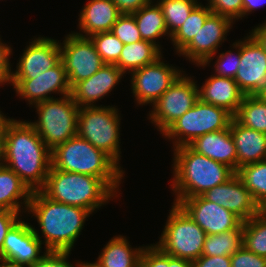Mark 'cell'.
Masks as SVG:
<instances>
[{
	"instance_id": "cell-1",
	"label": "cell",
	"mask_w": 266,
	"mask_h": 267,
	"mask_svg": "<svg viewBox=\"0 0 266 267\" xmlns=\"http://www.w3.org/2000/svg\"><path fill=\"white\" fill-rule=\"evenodd\" d=\"M51 150L29 121L8 117L3 133V162L31 191L41 190L52 165Z\"/></svg>"
},
{
	"instance_id": "cell-2",
	"label": "cell",
	"mask_w": 266,
	"mask_h": 267,
	"mask_svg": "<svg viewBox=\"0 0 266 267\" xmlns=\"http://www.w3.org/2000/svg\"><path fill=\"white\" fill-rule=\"evenodd\" d=\"M26 212L37 219L45 250L65 252L72 251L85 221L92 214L82 207L54 201L41 190L32 191Z\"/></svg>"
},
{
	"instance_id": "cell-3",
	"label": "cell",
	"mask_w": 266,
	"mask_h": 267,
	"mask_svg": "<svg viewBox=\"0 0 266 267\" xmlns=\"http://www.w3.org/2000/svg\"><path fill=\"white\" fill-rule=\"evenodd\" d=\"M173 204L184 198L203 195L214 186L227 182L236 172L227 165L193 151L188 145L173 148Z\"/></svg>"
},
{
	"instance_id": "cell-4",
	"label": "cell",
	"mask_w": 266,
	"mask_h": 267,
	"mask_svg": "<svg viewBox=\"0 0 266 267\" xmlns=\"http://www.w3.org/2000/svg\"><path fill=\"white\" fill-rule=\"evenodd\" d=\"M51 154L55 169L101 178L116 193L119 192L125 170L89 141L76 135L57 145Z\"/></svg>"
},
{
	"instance_id": "cell-5",
	"label": "cell",
	"mask_w": 266,
	"mask_h": 267,
	"mask_svg": "<svg viewBox=\"0 0 266 267\" xmlns=\"http://www.w3.org/2000/svg\"><path fill=\"white\" fill-rule=\"evenodd\" d=\"M41 191L54 201L82 207L91 213L119 196L101 178L58 170L52 165Z\"/></svg>"
},
{
	"instance_id": "cell-6",
	"label": "cell",
	"mask_w": 266,
	"mask_h": 267,
	"mask_svg": "<svg viewBox=\"0 0 266 267\" xmlns=\"http://www.w3.org/2000/svg\"><path fill=\"white\" fill-rule=\"evenodd\" d=\"M116 106L79 107L77 135L104 151L119 166L120 157V112Z\"/></svg>"
},
{
	"instance_id": "cell-7",
	"label": "cell",
	"mask_w": 266,
	"mask_h": 267,
	"mask_svg": "<svg viewBox=\"0 0 266 267\" xmlns=\"http://www.w3.org/2000/svg\"><path fill=\"white\" fill-rule=\"evenodd\" d=\"M34 108L38 120L29 123L50 150L77 135L79 106L71 95L36 103Z\"/></svg>"
},
{
	"instance_id": "cell-8",
	"label": "cell",
	"mask_w": 266,
	"mask_h": 267,
	"mask_svg": "<svg viewBox=\"0 0 266 267\" xmlns=\"http://www.w3.org/2000/svg\"><path fill=\"white\" fill-rule=\"evenodd\" d=\"M165 227L154 244L163 253L194 261L202 255L206 232L177 204H173Z\"/></svg>"
},
{
	"instance_id": "cell-9",
	"label": "cell",
	"mask_w": 266,
	"mask_h": 267,
	"mask_svg": "<svg viewBox=\"0 0 266 267\" xmlns=\"http://www.w3.org/2000/svg\"><path fill=\"white\" fill-rule=\"evenodd\" d=\"M234 116L226 109L205 103L200 99L163 133L177 148L190 144L204 134L227 129Z\"/></svg>"
},
{
	"instance_id": "cell-10",
	"label": "cell",
	"mask_w": 266,
	"mask_h": 267,
	"mask_svg": "<svg viewBox=\"0 0 266 267\" xmlns=\"http://www.w3.org/2000/svg\"><path fill=\"white\" fill-rule=\"evenodd\" d=\"M182 73L152 105L148 119L162 134L199 100V86L194 76ZM193 77V78H192Z\"/></svg>"
},
{
	"instance_id": "cell-11",
	"label": "cell",
	"mask_w": 266,
	"mask_h": 267,
	"mask_svg": "<svg viewBox=\"0 0 266 267\" xmlns=\"http://www.w3.org/2000/svg\"><path fill=\"white\" fill-rule=\"evenodd\" d=\"M59 45L71 88L91 77L105 64L90 37L79 36L73 31Z\"/></svg>"
},
{
	"instance_id": "cell-12",
	"label": "cell",
	"mask_w": 266,
	"mask_h": 267,
	"mask_svg": "<svg viewBox=\"0 0 266 267\" xmlns=\"http://www.w3.org/2000/svg\"><path fill=\"white\" fill-rule=\"evenodd\" d=\"M162 58L129 73L132 77L130 87L137 106H152L184 72L179 67L165 63Z\"/></svg>"
},
{
	"instance_id": "cell-13",
	"label": "cell",
	"mask_w": 266,
	"mask_h": 267,
	"mask_svg": "<svg viewBox=\"0 0 266 267\" xmlns=\"http://www.w3.org/2000/svg\"><path fill=\"white\" fill-rule=\"evenodd\" d=\"M235 24L226 16L211 13L192 41L177 55L183 56L198 67L209 66L218 47L227 40V33Z\"/></svg>"
},
{
	"instance_id": "cell-14",
	"label": "cell",
	"mask_w": 266,
	"mask_h": 267,
	"mask_svg": "<svg viewBox=\"0 0 266 267\" xmlns=\"http://www.w3.org/2000/svg\"><path fill=\"white\" fill-rule=\"evenodd\" d=\"M13 86L16 96L25 99L29 105L54 99L53 93L71 95V87L62 61L53 68L33 76V79H11L9 85Z\"/></svg>"
},
{
	"instance_id": "cell-15",
	"label": "cell",
	"mask_w": 266,
	"mask_h": 267,
	"mask_svg": "<svg viewBox=\"0 0 266 267\" xmlns=\"http://www.w3.org/2000/svg\"><path fill=\"white\" fill-rule=\"evenodd\" d=\"M42 244L39 230L20 218L4 239L2 261L30 267L47 252V250L42 252Z\"/></svg>"
},
{
	"instance_id": "cell-16",
	"label": "cell",
	"mask_w": 266,
	"mask_h": 267,
	"mask_svg": "<svg viewBox=\"0 0 266 267\" xmlns=\"http://www.w3.org/2000/svg\"><path fill=\"white\" fill-rule=\"evenodd\" d=\"M177 205L205 232L214 235L239 228L243 221L216 203L210 202L202 195L184 198Z\"/></svg>"
},
{
	"instance_id": "cell-17",
	"label": "cell",
	"mask_w": 266,
	"mask_h": 267,
	"mask_svg": "<svg viewBox=\"0 0 266 267\" xmlns=\"http://www.w3.org/2000/svg\"><path fill=\"white\" fill-rule=\"evenodd\" d=\"M234 80L245 95H259L266 88V52L250 34L240 40V64Z\"/></svg>"
},
{
	"instance_id": "cell-18",
	"label": "cell",
	"mask_w": 266,
	"mask_h": 267,
	"mask_svg": "<svg viewBox=\"0 0 266 267\" xmlns=\"http://www.w3.org/2000/svg\"><path fill=\"white\" fill-rule=\"evenodd\" d=\"M60 61L59 40L43 36L32 38L20 55L16 70L12 71L11 79H33V76L53 68Z\"/></svg>"
},
{
	"instance_id": "cell-19",
	"label": "cell",
	"mask_w": 266,
	"mask_h": 267,
	"mask_svg": "<svg viewBox=\"0 0 266 267\" xmlns=\"http://www.w3.org/2000/svg\"><path fill=\"white\" fill-rule=\"evenodd\" d=\"M202 196L223 206L243 222L260 213V207L237 174L227 182L209 189Z\"/></svg>"
},
{
	"instance_id": "cell-20",
	"label": "cell",
	"mask_w": 266,
	"mask_h": 267,
	"mask_svg": "<svg viewBox=\"0 0 266 267\" xmlns=\"http://www.w3.org/2000/svg\"><path fill=\"white\" fill-rule=\"evenodd\" d=\"M124 76L116 65L104 64L91 77L76 83L71 88V96L79 107L97 106L96 101L113 91Z\"/></svg>"
},
{
	"instance_id": "cell-21",
	"label": "cell",
	"mask_w": 266,
	"mask_h": 267,
	"mask_svg": "<svg viewBox=\"0 0 266 267\" xmlns=\"http://www.w3.org/2000/svg\"><path fill=\"white\" fill-rule=\"evenodd\" d=\"M122 13L112 0H89L79 14V32L75 34L91 37L94 34L109 32Z\"/></svg>"
},
{
	"instance_id": "cell-22",
	"label": "cell",
	"mask_w": 266,
	"mask_h": 267,
	"mask_svg": "<svg viewBox=\"0 0 266 267\" xmlns=\"http://www.w3.org/2000/svg\"><path fill=\"white\" fill-rule=\"evenodd\" d=\"M200 87L198 90L201 101L222 107L233 116L237 113L245 96L233 78L214 74L205 79V83H202Z\"/></svg>"
},
{
	"instance_id": "cell-23",
	"label": "cell",
	"mask_w": 266,
	"mask_h": 267,
	"mask_svg": "<svg viewBox=\"0 0 266 267\" xmlns=\"http://www.w3.org/2000/svg\"><path fill=\"white\" fill-rule=\"evenodd\" d=\"M188 146L193 151L223 163L237 172V153L229 127L197 137Z\"/></svg>"
},
{
	"instance_id": "cell-24",
	"label": "cell",
	"mask_w": 266,
	"mask_h": 267,
	"mask_svg": "<svg viewBox=\"0 0 266 267\" xmlns=\"http://www.w3.org/2000/svg\"><path fill=\"white\" fill-rule=\"evenodd\" d=\"M229 128L237 153V171L243 165L266 160V133L245 127L234 117Z\"/></svg>"
},
{
	"instance_id": "cell-25",
	"label": "cell",
	"mask_w": 266,
	"mask_h": 267,
	"mask_svg": "<svg viewBox=\"0 0 266 267\" xmlns=\"http://www.w3.org/2000/svg\"><path fill=\"white\" fill-rule=\"evenodd\" d=\"M31 194L32 191L11 169L0 165V210H11L22 215L27 210Z\"/></svg>"
},
{
	"instance_id": "cell-26",
	"label": "cell",
	"mask_w": 266,
	"mask_h": 267,
	"mask_svg": "<svg viewBox=\"0 0 266 267\" xmlns=\"http://www.w3.org/2000/svg\"><path fill=\"white\" fill-rule=\"evenodd\" d=\"M126 236H114L102 249L96 263L99 267H139L144 246L132 248Z\"/></svg>"
},
{
	"instance_id": "cell-27",
	"label": "cell",
	"mask_w": 266,
	"mask_h": 267,
	"mask_svg": "<svg viewBox=\"0 0 266 267\" xmlns=\"http://www.w3.org/2000/svg\"><path fill=\"white\" fill-rule=\"evenodd\" d=\"M132 14L143 40L150 41L161 49L160 42L157 40L163 36L171 38L165 24L164 15L158 3L150 1Z\"/></svg>"
},
{
	"instance_id": "cell-28",
	"label": "cell",
	"mask_w": 266,
	"mask_h": 267,
	"mask_svg": "<svg viewBox=\"0 0 266 267\" xmlns=\"http://www.w3.org/2000/svg\"><path fill=\"white\" fill-rule=\"evenodd\" d=\"M162 55V49L157 45L147 40H141L125 44L115 65L127 74L155 62Z\"/></svg>"
},
{
	"instance_id": "cell-29",
	"label": "cell",
	"mask_w": 266,
	"mask_h": 267,
	"mask_svg": "<svg viewBox=\"0 0 266 267\" xmlns=\"http://www.w3.org/2000/svg\"><path fill=\"white\" fill-rule=\"evenodd\" d=\"M211 13L209 7L203 6L200 2L194 7L185 22L171 35L170 40L176 54H179L192 41Z\"/></svg>"
},
{
	"instance_id": "cell-30",
	"label": "cell",
	"mask_w": 266,
	"mask_h": 267,
	"mask_svg": "<svg viewBox=\"0 0 266 267\" xmlns=\"http://www.w3.org/2000/svg\"><path fill=\"white\" fill-rule=\"evenodd\" d=\"M243 247V224L234 230L206 235L202 255L232 256Z\"/></svg>"
},
{
	"instance_id": "cell-31",
	"label": "cell",
	"mask_w": 266,
	"mask_h": 267,
	"mask_svg": "<svg viewBox=\"0 0 266 267\" xmlns=\"http://www.w3.org/2000/svg\"><path fill=\"white\" fill-rule=\"evenodd\" d=\"M234 118L245 127L266 133V101L259 95H245Z\"/></svg>"
},
{
	"instance_id": "cell-32",
	"label": "cell",
	"mask_w": 266,
	"mask_h": 267,
	"mask_svg": "<svg viewBox=\"0 0 266 267\" xmlns=\"http://www.w3.org/2000/svg\"><path fill=\"white\" fill-rule=\"evenodd\" d=\"M236 174L259 207L266 203V160L241 166Z\"/></svg>"
},
{
	"instance_id": "cell-33",
	"label": "cell",
	"mask_w": 266,
	"mask_h": 267,
	"mask_svg": "<svg viewBox=\"0 0 266 267\" xmlns=\"http://www.w3.org/2000/svg\"><path fill=\"white\" fill-rule=\"evenodd\" d=\"M243 246L266 258V218L260 213L243 222Z\"/></svg>"
},
{
	"instance_id": "cell-34",
	"label": "cell",
	"mask_w": 266,
	"mask_h": 267,
	"mask_svg": "<svg viewBox=\"0 0 266 267\" xmlns=\"http://www.w3.org/2000/svg\"><path fill=\"white\" fill-rule=\"evenodd\" d=\"M164 15L165 24L171 36L187 19L199 3L198 0H157Z\"/></svg>"
},
{
	"instance_id": "cell-35",
	"label": "cell",
	"mask_w": 266,
	"mask_h": 267,
	"mask_svg": "<svg viewBox=\"0 0 266 267\" xmlns=\"http://www.w3.org/2000/svg\"><path fill=\"white\" fill-rule=\"evenodd\" d=\"M90 38L105 64L115 65L118 62L124 43H122L111 31L97 33Z\"/></svg>"
},
{
	"instance_id": "cell-36",
	"label": "cell",
	"mask_w": 266,
	"mask_h": 267,
	"mask_svg": "<svg viewBox=\"0 0 266 267\" xmlns=\"http://www.w3.org/2000/svg\"><path fill=\"white\" fill-rule=\"evenodd\" d=\"M142 267H192V261L169 256L156 245L145 246L141 254Z\"/></svg>"
},
{
	"instance_id": "cell-37",
	"label": "cell",
	"mask_w": 266,
	"mask_h": 267,
	"mask_svg": "<svg viewBox=\"0 0 266 267\" xmlns=\"http://www.w3.org/2000/svg\"><path fill=\"white\" fill-rule=\"evenodd\" d=\"M231 46L234 50H227L225 53H218L214 62V75L220 77L235 78L240 64V40L235 41Z\"/></svg>"
},
{
	"instance_id": "cell-38",
	"label": "cell",
	"mask_w": 266,
	"mask_h": 267,
	"mask_svg": "<svg viewBox=\"0 0 266 267\" xmlns=\"http://www.w3.org/2000/svg\"><path fill=\"white\" fill-rule=\"evenodd\" d=\"M111 32L125 44L143 40L133 14L122 13L112 26Z\"/></svg>"
},
{
	"instance_id": "cell-39",
	"label": "cell",
	"mask_w": 266,
	"mask_h": 267,
	"mask_svg": "<svg viewBox=\"0 0 266 267\" xmlns=\"http://www.w3.org/2000/svg\"><path fill=\"white\" fill-rule=\"evenodd\" d=\"M206 4L212 13L226 16L234 23L240 18L243 19L242 0H207Z\"/></svg>"
},
{
	"instance_id": "cell-40",
	"label": "cell",
	"mask_w": 266,
	"mask_h": 267,
	"mask_svg": "<svg viewBox=\"0 0 266 267\" xmlns=\"http://www.w3.org/2000/svg\"><path fill=\"white\" fill-rule=\"evenodd\" d=\"M71 252L47 251L39 260L30 267H80L81 261L73 264L68 262Z\"/></svg>"
},
{
	"instance_id": "cell-41",
	"label": "cell",
	"mask_w": 266,
	"mask_h": 267,
	"mask_svg": "<svg viewBox=\"0 0 266 267\" xmlns=\"http://www.w3.org/2000/svg\"><path fill=\"white\" fill-rule=\"evenodd\" d=\"M231 259V267H266V258L248 251L244 246Z\"/></svg>"
},
{
	"instance_id": "cell-42",
	"label": "cell",
	"mask_w": 266,
	"mask_h": 267,
	"mask_svg": "<svg viewBox=\"0 0 266 267\" xmlns=\"http://www.w3.org/2000/svg\"><path fill=\"white\" fill-rule=\"evenodd\" d=\"M12 47L2 42L0 37V85L9 84L12 76V65L10 55H12Z\"/></svg>"
},
{
	"instance_id": "cell-43",
	"label": "cell",
	"mask_w": 266,
	"mask_h": 267,
	"mask_svg": "<svg viewBox=\"0 0 266 267\" xmlns=\"http://www.w3.org/2000/svg\"><path fill=\"white\" fill-rule=\"evenodd\" d=\"M20 213L11 210H0V261H2V247L10 228L22 217Z\"/></svg>"
},
{
	"instance_id": "cell-44",
	"label": "cell",
	"mask_w": 266,
	"mask_h": 267,
	"mask_svg": "<svg viewBox=\"0 0 266 267\" xmlns=\"http://www.w3.org/2000/svg\"><path fill=\"white\" fill-rule=\"evenodd\" d=\"M192 267H231V259L230 256L201 255L192 261Z\"/></svg>"
},
{
	"instance_id": "cell-45",
	"label": "cell",
	"mask_w": 266,
	"mask_h": 267,
	"mask_svg": "<svg viewBox=\"0 0 266 267\" xmlns=\"http://www.w3.org/2000/svg\"><path fill=\"white\" fill-rule=\"evenodd\" d=\"M121 13L132 14L148 4L151 0H112Z\"/></svg>"
},
{
	"instance_id": "cell-46",
	"label": "cell",
	"mask_w": 266,
	"mask_h": 267,
	"mask_svg": "<svg viewBox=\"0 0 266 267\" xmlns=\"http://www.w3.org/2000/svg\"><path fill=\"white\" fill-rule=\"evenodd\" d=\"M249 34L263 47L266 52V21L258 24Z\"/></svg>"
},
{
	"instance_id": "cell-47",
	"label": "cell",
	"mask_w": 266,
	"mask_h": 267,
	"mask_svg": "<svg viewBox=\"0 0 266 267\" xmlns=\"http://www.w3.org/2000/svg\"><path fill=\"white\" fill-rule=\"evenodd\" d=\"M243 2V17L250 15L251 12L263 7L266 0H242Z\"/></svg>"
},
{
	"instance_id": "cell-48",
	"label": "cell",
	"mask_w": 266,
	"mask_h": 267,
	"mask_svg": "<svg viewBox=\"0 0 266 267\" xmlns=\"http://www.w3.org/2000/svg\"><path fill=\"white\" fill-rule=\"evenodd\" d=\"M5 125H0V165L3 162V133Z\"/></svg>"
},
{
	"instance_id": "cell-49",
	"label": "cell",
	"mask_w": 266,
	"mask_h": 267,
	"mask_svg": "<svg viewBox=\"0 0 266 267\" xmlns=\"http://www.w3.org/2000/svg\"><path fill=\"white\" fill-rule=\"evenodd\" d=\"M7 119V116H5L2 111H0V125H5Z\"/></svg>"
},
{
	"instance_id": "cell-50",
	"label": "cell",
	"mask_w": 266,
	"mask_h": 267,
	"mask_svg": "<svg viewBox=\"0 0 266 267\" xmlns=\"http://www.w3.org/2000/svg\"><path fill=\"white\" fill-rule=\"evenodd\" d=\"M0 267H25V266L13 265V264H10V263H6V262H3V261H0Z\"/></svg>"
},
{
	"instance_id": "cell-51",
	"label": "cell",
	"mask_w": 266,
	"mask_h": 267,
	"mask_svg": "<svg viewBox=\"0 0 266 267\" xmlns=\"http://www.w3.org/2000/svg\"><path fill=\"white\" fill-rule=\"evenodd\" d=\"M80 267H99L96 263L82 262Z\"/></svg>"
},
{
	"instance_id": "cell-52",
	"label": "cell",
	"mask_w": 266,
	"mask_h": 267,
	"mask_svg": "<svg viewBox=\"0 0 266 267\" xmlns=\"http://www.w3.org/2000/svg\"><path fill=\"white\" fill-rule=\"evenodd\" d=\"M260 214L266 218V203L260 207Z\"/></svg>"
},
{
	"instance_id": "cell-53",
	"label": "cell",
	"mask_w": 266,
	"mask_h": 267,
	"mask_svg": "<svg viewBox=\"0 0 266 267\" xmlns=\"http://www.w3.org/2000/svg\"><path fill=\"white\" fill-rule=\"evenodd\" d=\"M259 96L266 101V88L259 94Z\"/></svg>"
}]
</instances>
